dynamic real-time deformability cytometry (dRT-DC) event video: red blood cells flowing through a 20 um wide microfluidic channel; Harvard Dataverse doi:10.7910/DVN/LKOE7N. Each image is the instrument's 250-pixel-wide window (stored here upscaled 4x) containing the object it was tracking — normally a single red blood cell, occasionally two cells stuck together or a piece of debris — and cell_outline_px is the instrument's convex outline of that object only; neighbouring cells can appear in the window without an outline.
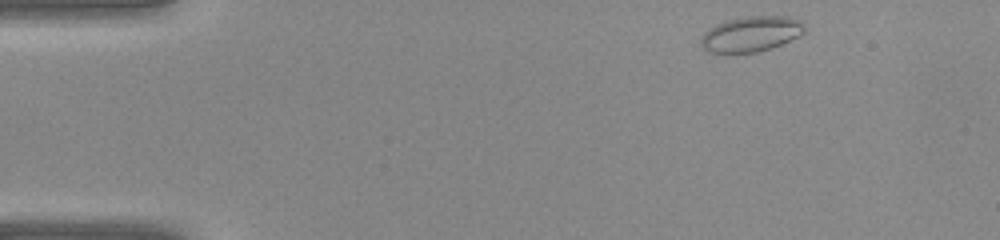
{"species": "common noctule bat (a hibernating species)", "species_latin": "Nyctalus noctula", "temperature_condition": "warm", "stored_images_in_passage": 36, "camera_frame_rate_fps": 3000, "um_per_image_px": 0.085, "animal": {"sex": "female", "body_mass_g": 22.0, "forearm_length_mm": 56.7}, "frame": {"image": 1, "passage_image": 1, "time_ms": 0.0, "image_size_px": [1000, 240], "cell_outline_px": [[804, 32], [800, 36], [780, 44], [756, 52], [708, 52], [700, 44], [700, 40], [704, 32], [708, 28], [716, 24], [728, 20], [748, 16], [788, 16], [800, 20], [804, 28]], "centroid_in_image_um": [63.82, 2.87], "position_along_channel_um": 21.2, "area_um2": 21.1}}
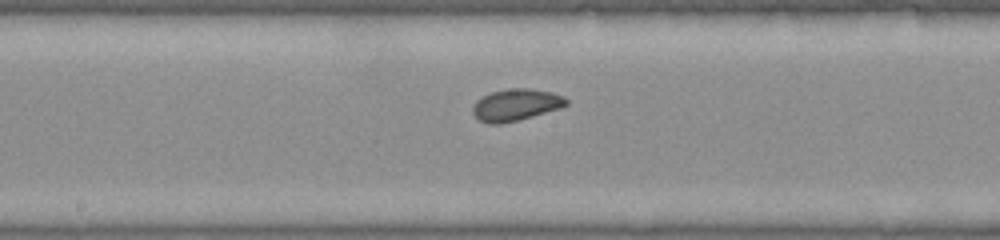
{"frame": {"image": 2, "passage_image": 17, "time_ms": 5.333, "image_size_px": [1000, 240], "cell_outline_px": [[568, 104], [560, 108], [532, 116], [500, 124], [488, 124], [480, 120], [472, 112], [472, 108], [476, 100], [492, 92], [512, 88], [528, 88], [552, 92], [564, 96], [568, 100]], "centroid_in_image_um": [43.86, 8.91], "position_along_channel_um": 204.3, "area_um2": 17.17}}
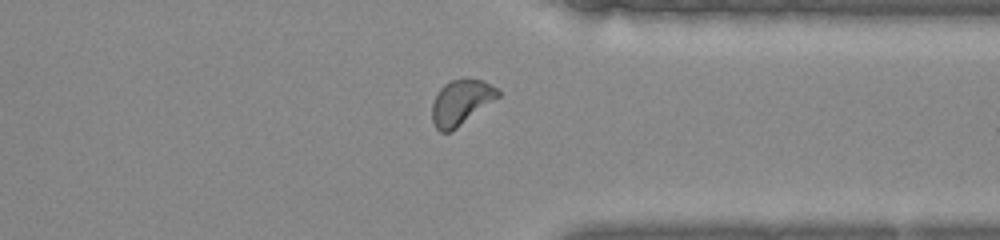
{"frame": {"image": 3, "passage_image": 27, "time_ms": 8.667, "image_size_px": [1000, 240], "cell_outline_px": [[500, 96], [456, 128], [448, 132], [440, 132], [436, 128], [432, 120], [432, 104], [440, 88], [444, 84], [452, 80], [464, 76], [484, 80], [500, 88]], "centroid_in_image_um": [39.22, 8.64], "position_along_channel_um": 372.2, "area_um2": 17.57}}